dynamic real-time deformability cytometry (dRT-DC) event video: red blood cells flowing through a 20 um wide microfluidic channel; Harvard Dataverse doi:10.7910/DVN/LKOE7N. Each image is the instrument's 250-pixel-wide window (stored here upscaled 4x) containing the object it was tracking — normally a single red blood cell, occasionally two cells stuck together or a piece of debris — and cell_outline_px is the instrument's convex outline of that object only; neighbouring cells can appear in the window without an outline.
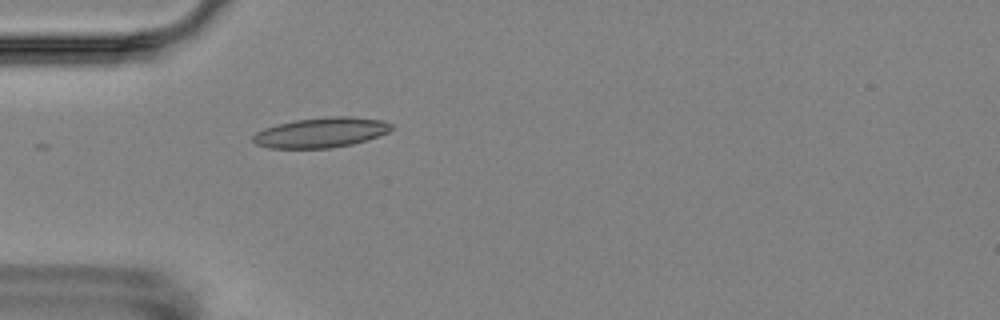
{"species": "Egyptian fruit bat (a non-hibernating species)", "species_latin": "Rousettus aegyptiacus", "temperature_condition": "room temperature", "stored_images_in_passage": 4, "camera_frame_rate_fps": 3000, "um_per_image_px": 0.085, "animal": {"sex": "female"}, "frame": {"image": 1, "passage_image": 4, "time_ms": 4.333, "image_size_px": [1000, 320], "cell_outline_px": [[392, 128], [388, 132], [352, 144], [332, 148], [268, 148], [256, 144], [252, 140], [252, 136], [256, 132], [264, 128], [276, 124], [296, 120], [332, 116], [352, 116], [380, 120], [392, 124]], "centroid_in_image_um": [27.24, 11.26], "position_along_channel_um": 57.8, "area_um2": 24.1}}